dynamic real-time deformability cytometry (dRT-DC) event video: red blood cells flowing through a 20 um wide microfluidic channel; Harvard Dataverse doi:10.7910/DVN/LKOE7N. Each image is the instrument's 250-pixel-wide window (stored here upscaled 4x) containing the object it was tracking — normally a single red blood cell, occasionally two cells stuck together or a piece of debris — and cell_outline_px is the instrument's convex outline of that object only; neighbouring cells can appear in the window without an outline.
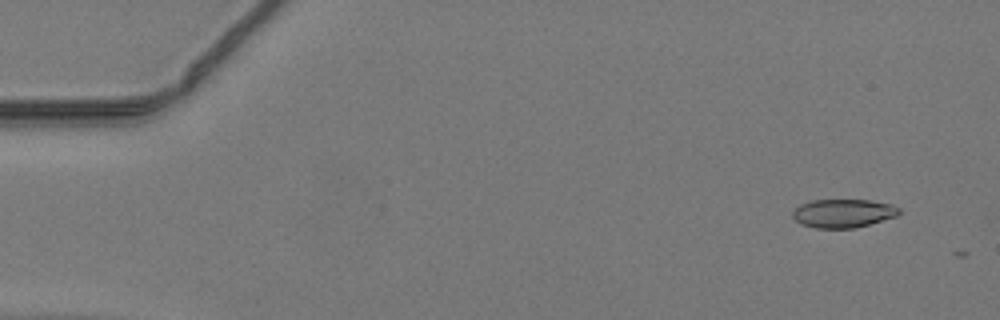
{"species": "common noctule bat (a hibernating species)", "species_latin": "Nyctalus noctula", "temperature_condition": "warm", "stored_images_in_passage": 5, "camera_frame_rate_fps": 3000, "um_per_image_px": 0.085, "animal": {"sex": "male", "body_mass_g": 19.2, "forearm_length_mm": 51.8}, "frame": {"image": 1, "passage_image": 4, "time_ms": 1.0, "image_size_px": [1000, 320], "cell_outline_px": [[900, 212], [896, 216], [856, 228], [816, 228], [800, 224], [792, 216], [792, 212], [800, 204], [812, 200], [868, 200], [892, 204], [900, 208]], "centroid_in_image_um": [71.66, 18.13], "position_along_channel_um": 13.3, "area_um2": 17.69}}